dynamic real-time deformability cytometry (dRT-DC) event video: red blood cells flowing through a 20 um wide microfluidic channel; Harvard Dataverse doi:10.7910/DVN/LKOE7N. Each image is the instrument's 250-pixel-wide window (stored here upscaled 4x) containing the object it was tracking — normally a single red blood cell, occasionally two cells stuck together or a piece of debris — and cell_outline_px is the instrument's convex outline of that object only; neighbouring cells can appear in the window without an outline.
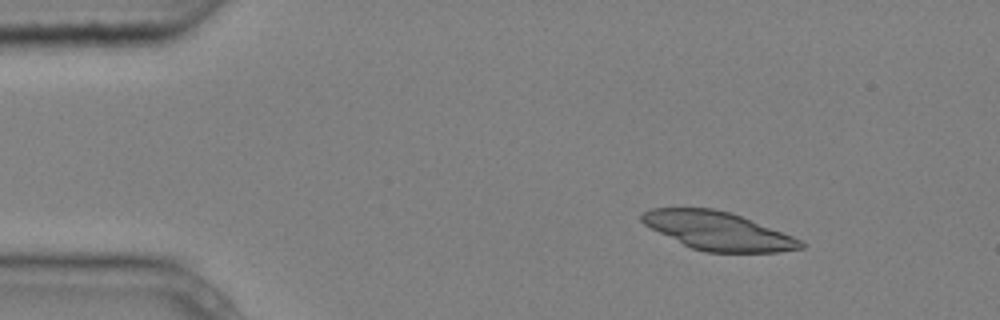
{"species": "common noctule bat (a hibernating species)", "species_latin": "Nyctalus noctula", "temperature_condition": "cold", "stored_images_in_passage": 4, "camera_frame_rate_fps": 3000, "um_per_image_px": 0.085, "animal": {"sex": "male", "body_mass_g": 20.4}, "frame": {"image": 1, "passage_image": 2, "time_ms": 0.333, "image_size_px": [1000, 320], "cell_outline_px": [[804, 248], [776, 252], [704, 252], [692, 248], [644, 224], [640, 220], [640, 216], [644, 212], [652, 208], [712, 208], [728, 212], [740, 216], [792, 236], [800, 240], [804, 244]], "centroid_in_image_um": [61.02, 19.63], "position_along_channel_um": 24.0, "area_um2": 34.62}}